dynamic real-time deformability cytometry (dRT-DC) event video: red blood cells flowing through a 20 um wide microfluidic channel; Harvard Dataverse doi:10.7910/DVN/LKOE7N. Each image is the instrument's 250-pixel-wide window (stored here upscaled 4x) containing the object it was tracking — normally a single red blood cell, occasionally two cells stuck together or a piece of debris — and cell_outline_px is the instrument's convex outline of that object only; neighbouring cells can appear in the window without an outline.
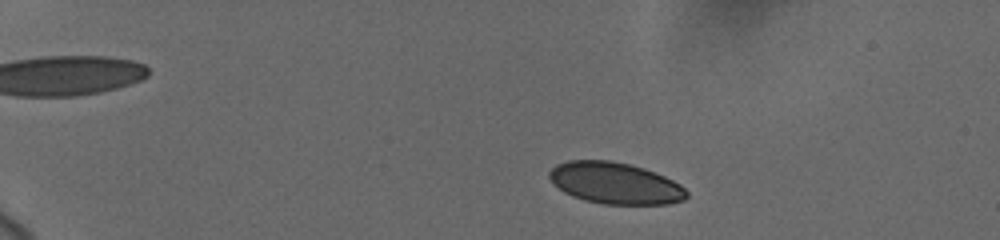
{"species": "human", "species_latin": "Homo sapiens", "temperature_condition": "cold", "stored_images_in_passage": 56, "camera_frame_rate_fps": 3000, "um_per_image_px": 0.085, "donor": {"sex": "female"}, "frame": {"image": 1, "passage_image": 6, "time_ms": 1.667, "image_size_px": [1000, 240], "cell_outline_px": [[688, 196], [684, 200], [668, 204], [604, 204], [584, 200], [572, 196], [564, 192], [552, 184], [548, 176], [548, 172], [556, 164], [568, 160], [608, 160], [628, 164], [644, 168], [664, 176], [680, 184], [688, 192]], "centroid_in_image_um": [52.26, 15.57], "position_along_channel_um": 32.7, "area_um2": 33.35}}
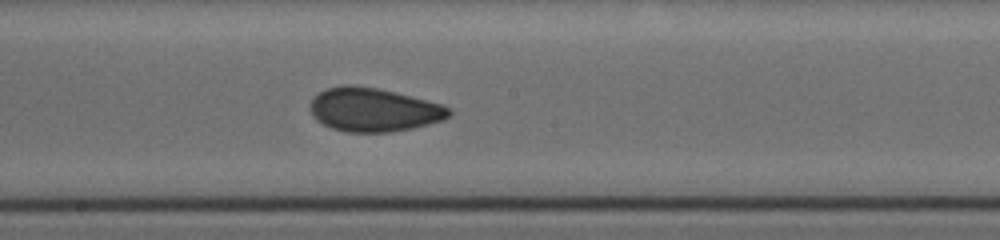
{"frame": {"image": 2, "passage_image": 28, "time_ms": 9.333, "image_size_px": [1000, 240], "cell_outline_px": [[452, 112], [444, 120], [412, 128], [388, 132], [348, 132], [332, 128], [316, 120], [312, 116], [312, 100], [320, 92], [328, 88], [344, 84], [352, 84], [376, 88], [444, 104]], "centroid_in_image_um": [31.78, 9.33], "position_along_channel_um": 216.4, "area_um2": 34.97}}
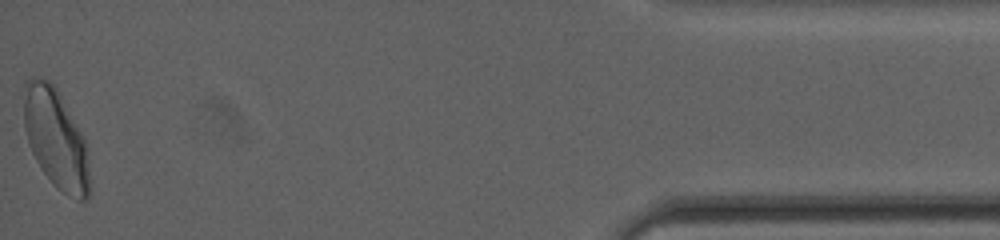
{"frame": {"image": 3, "passage_image": 56, "time_ms": 17.0, "image_size_px": [1000, 240], "cell_outline_px": [[88, 196], [84, 200], [80, 200], [56, 188], [40, 168], [28, 144], [24, 128], [24, 84], [32, 76], [48, 80], [56, 88], [84, 136], [88, 148]], "centroid_in_image_um": [4.73, 11.76], "position_along_channel_um": 430.5, "area_um2": 37.92}, "authors_computed_cell_mechanics": {"area_um2": 34.5355, "velocity_mm_per_s": 3.6825, "shape_relaxation_time_tau1_ms": 5.5661, "shape_relaxation_time_tau2_ms": 1.0627, "deformation_change_tau1": 0.1098, "deformation_change_tau2": 0.0493}}